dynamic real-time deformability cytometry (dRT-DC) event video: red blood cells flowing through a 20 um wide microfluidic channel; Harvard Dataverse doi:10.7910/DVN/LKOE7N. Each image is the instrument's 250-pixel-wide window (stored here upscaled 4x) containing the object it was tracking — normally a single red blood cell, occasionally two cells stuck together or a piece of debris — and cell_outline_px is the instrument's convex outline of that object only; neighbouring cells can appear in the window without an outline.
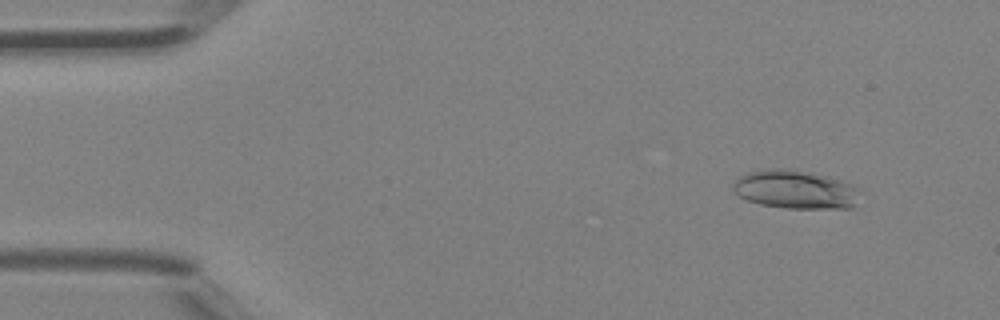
{"species": "Egyptian fruit bat (a non-hibernating species)", "species_latin": "Rousettus aegyptiacus", "temperature_condition": "room temperature", "stored_images_in_passage": 46, "camera_frame_rate_fps": 3000, "um_per_image_px": 0.085, "animal": {"sex": "female"}, "frame": {"image": 1, "passage_image": 5, "time_ms": 1.333, "image_size_px": [1000, 320], "cell_outline_px": [[860, 188], [852, 208], [788, 208], [760, 204], [748, 200], [732, 192], [732, 184], [740, 176], [748, 172], [768, 168], [792, 168], [840, 180], [852, 184]], "centroid_in_image_um": [67.56, 16.09], "position_along_channel_um": 17.4, "area_um2": 28.44}}
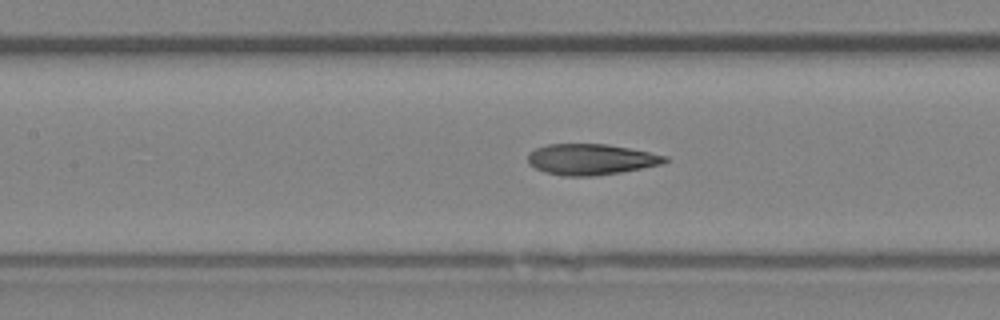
{"frame": {"image": 2, "passage_image": 21, "time_ms": 6.667, "image_size_px": [1000, 320], "cell_outline_px": [[668, 160], [660, 164], [620, 172], [592, 176], [564, 176], [544, 172], [528, 164], [528, 152], [536, 148], [548, 144], [608, 144], [668, 156]], "centroid_in_image_um": [50.18, 13.54], "position_along_channel_um": 157.2, "area_um2": 24.51}}
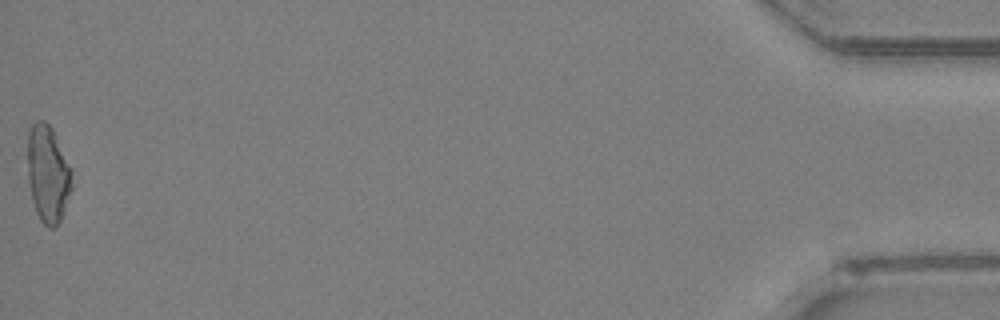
{"frame": {"image": 3, "passage_image": 46, "time_ms": 15.0, "image_size_px": [1000, 320], "cell_outline_px": [[72, 188], [60, 220], [52, 228], [48, 228], [40, 220], [36, 212], [32, 200], [28, 180], [28, 128], [36, 120], [44, 120], [52, 128], [72, 168]], "centroid_in_image_um": [4.07, 14.75], "position_along_channel_um": 431.1, "area_um2": 25.2}, "authors_computed_cell_mechanics": {"area_um2": 24.9118, "velocity_mm_per_s": 4.5315, "shape_relaxation_time_tau1_ms": null, "shape_relaxation_time_tau2_ms": 2.0199, "deformation_change_tau1": null, "deformation_change_tau2": 0.1022}}